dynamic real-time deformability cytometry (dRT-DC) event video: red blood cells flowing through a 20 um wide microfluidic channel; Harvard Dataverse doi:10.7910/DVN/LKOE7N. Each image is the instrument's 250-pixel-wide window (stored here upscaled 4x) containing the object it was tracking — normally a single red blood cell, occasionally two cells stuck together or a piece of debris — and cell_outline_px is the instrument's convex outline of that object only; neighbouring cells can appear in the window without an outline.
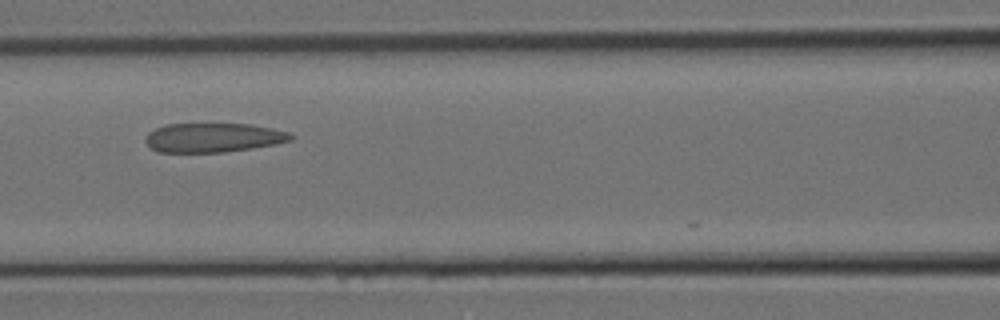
{"species": "Egyptian fruit bat (a non-hibernating species)", "species_latin": "Rousettus aegyptiacus", "temperature_condition": "room temperature", "stored_images_in_passage": 7, "camera_frame_rate_fps": 3000, "um_per_image_px": 0.085, "animal": {"sex": "female"}, "frame": {"image": 1, "passage_image": 6, "time_ms": 1.667, "image_size_px": [1000, 320], "cell_outline_px": [[296, 136], [292, 140], [276, 144], [252, 148], [224, 152], [160, 152], [152, 148], [144, 140], [148, 132], [156, 128], [168, 124], [252, 124], [292, 132]], "centroid_in_image_um": [18.19, 11.69], "position_along_channel_um": 148.4, "area_um2": 24.85}}
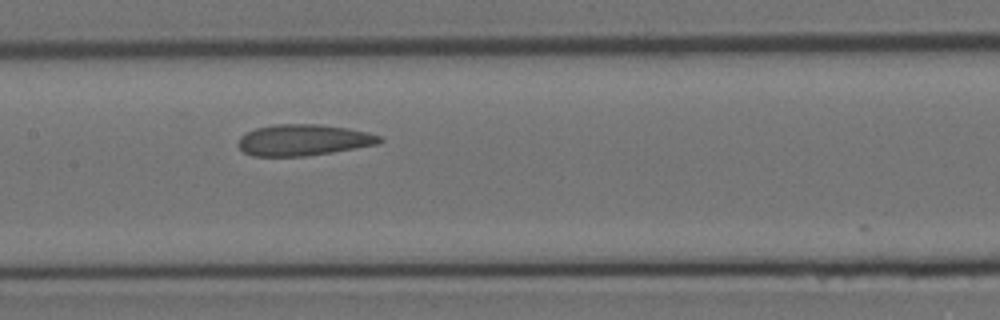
{"frame": {"image": 2, "passage_image": 7, "time_ms": 2.0, "image_size_px": [1000, 320], "cell_outline_px": [[384, 140], [376, 144], [332, 152], [304, 156], [252, 156], [244, 152], [236, 144], [240, 136], [256, 128], [276, 124], [320, 124], [348, 128], [368, 132], [380, 136]], "centroid_in_image_um": [25.76, 11.9], "position_along_channel_um": 181.6, "area_um2": 25.66}}